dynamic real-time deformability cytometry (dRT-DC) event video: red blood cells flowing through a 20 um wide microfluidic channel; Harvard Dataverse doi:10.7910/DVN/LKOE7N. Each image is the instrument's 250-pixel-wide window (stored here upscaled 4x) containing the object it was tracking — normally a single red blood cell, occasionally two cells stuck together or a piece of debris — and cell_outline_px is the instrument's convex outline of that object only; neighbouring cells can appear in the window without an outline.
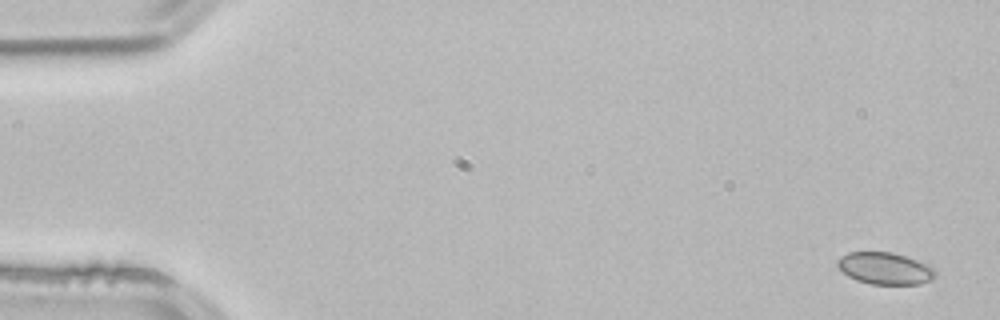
{"species": "common noctule bat (a hibernating species)", "species_latin": "Nyctalus noctula", "temperature_condition": "room temperature", "stored_images_in_passage": 3, "camera_frame_rate_fps": 3000, "um_per_image_px": 0.085, "animal": {"sex": "male", "body_mass_g": 21.5, "forearm_length_mm": 52.0}, "frame": {"image": 1, "passage_image": 1, "time_ms": 0.0, "image_size_px": [1000, 320], "cell_outline_px": [[936, 276], [920, 284], [872, 284], [856, 280], [848, 276], [836, 268], [836, 260], [840, 256], [848, 252], [892, 252], [908, 256], [928, 264], [936, 268]], "centroid_in_image_um": [75.2, 22.8], "position_along_channel_um": 9.8, "area_um2": 18.55}}
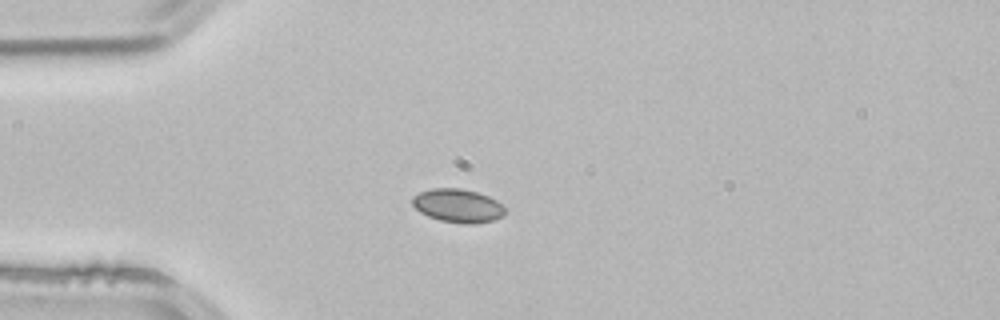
{"frame": {"image": 2, "passage_image": 3, "time_ms": 0.667, "image_size_px": [1000, 320], "cell_outline_px": [[504, 216], [492, 220], [476, 224], [464, 224], [440, 220], [428, 216], [420, 212], [412, 204], [412, 196], [420, 192], [432, 188], [460, 188], [476, 192], [488, 196], [496, 200], [504, 208]], "centroid_in_image_um": [38.9, 17.48], "position_along_channel_um": 46.1, "area_um2": 18.03}}